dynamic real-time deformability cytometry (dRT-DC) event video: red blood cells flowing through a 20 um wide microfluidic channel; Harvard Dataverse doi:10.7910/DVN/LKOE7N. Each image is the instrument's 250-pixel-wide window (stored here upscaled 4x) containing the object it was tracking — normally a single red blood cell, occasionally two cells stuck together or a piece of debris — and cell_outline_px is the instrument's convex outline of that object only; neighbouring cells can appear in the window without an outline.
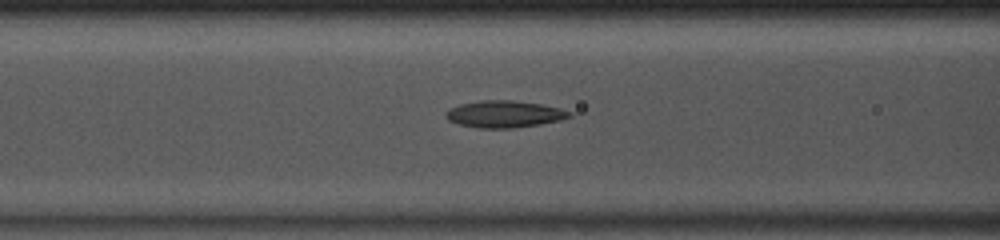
{"species": "common noctule bat (a hibernating species)", "species_latin": "Nyctalus noctula", "temperature_condition": "room temperature", "stored_images_in_passage": 35, "camera_frame_rate_fps": 3000, "um_per_image_px": 0.085, "animal": {"sex": "male", "body_mass_g": 13.0, "forearm_length_mm": 53.1}, "frame": {"image": 1, "passage_image": 13, "time_ms": 4.0, "image_size_px": [1000, 240], "cell_outline_px": [[572, 116], [560, 120], [540, 124], [512, 128], [480, 128], [460, 124], [448, 120], [444, 116], [452, 108], [460, 104], [484, 100], [512, 100], [540, 104], [560, 108], [572, 112]], "centroid_in_image_um": [42.9, 9.7], "position_along_channel_um": 123.7, "area_um2": 19.13}}
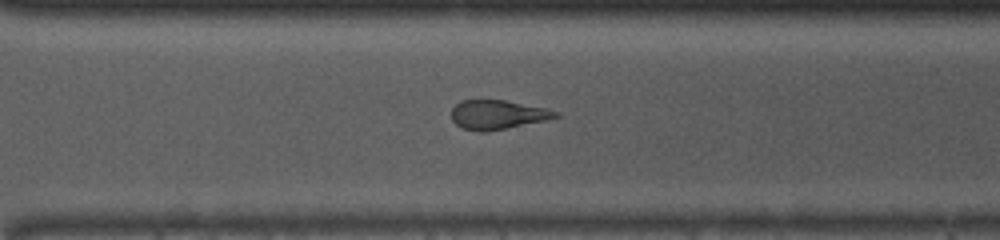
{"frame": {"image": 2, "passage_image": 28, "time_ms": 9.0, "image_size_px": [1000, 240], "cell_outline_px": [[560, 116], [548, 120], [508, 128], [484, 132], [480, 132], [460, 128], [452, 120], [452, 108], [460, 100], [504, 100], [544, 108], [560, 112]], "centroid_in_image_um": [42.29, 9.76], "position_along_channel_um": 328.3, "area_um2": 17.8}}
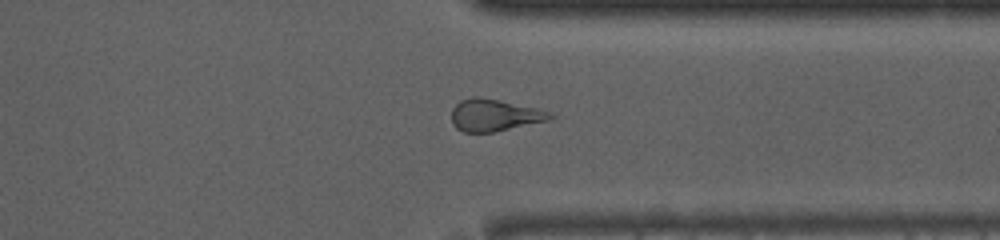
{"frame": {"image": 3, "passage_image": 31, "time_ms": 10.0, "image_size_px": [1000, 240], "cell_outline_px": [[556, 116], [548, 120], [492, 132], [464, 132], [456, 128], [452, 124], [452, 108], [460, 100], [476, 96], [500, 100], [536, 108], [548, 112]], "centroid_in_image_um": [41.98, 9.78], "position_along_channel_um": 369.4, "area_um2": 18.15}, "authors_computed_cell_mechanics": {"area_um2": 18.496, "velocity_mm_per_s": 4.0945, "shape_relaxation_time_tau1_ms": null, "shape_relaxation_time_tau2_ms": 2.6783, "deformation_change_tau1": null, "deformation_change_tau2": 0.1197}}